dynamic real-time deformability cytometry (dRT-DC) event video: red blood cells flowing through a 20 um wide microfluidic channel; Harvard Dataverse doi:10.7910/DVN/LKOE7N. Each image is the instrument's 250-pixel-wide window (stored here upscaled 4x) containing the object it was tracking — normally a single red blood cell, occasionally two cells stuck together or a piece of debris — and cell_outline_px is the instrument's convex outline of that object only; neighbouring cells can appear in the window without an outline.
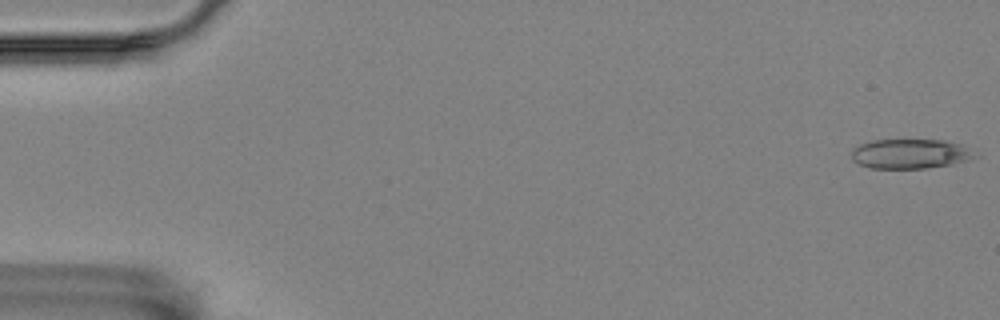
{"species": "Egyptian fruit bat (a non-hibernating species)", "species_latin": "Rousettus aegyptiacus", "temperature_condition": "room temperature", "stored_images_in_passage": 4, "camera_frame_rate_fps": 3000, "um_per_image_px": 0.085, "animal": {"sex": "female"}, "frame": {"image": 1, "passage_image": 1, "time_ms": 0.0, "image_size_px": [1000, 320], "cell_outline_px": [[980, 156], [968, 160], [952, 164], [924, 168], [868, 168], [852, 160], [852, 148], [860, 144], [872, 140], [944, 140], [964, 144]], "centroid_in_image_um": [77.41, 13.07], "position_along_channel_um": 7.6, "area_um2": 21.5}}